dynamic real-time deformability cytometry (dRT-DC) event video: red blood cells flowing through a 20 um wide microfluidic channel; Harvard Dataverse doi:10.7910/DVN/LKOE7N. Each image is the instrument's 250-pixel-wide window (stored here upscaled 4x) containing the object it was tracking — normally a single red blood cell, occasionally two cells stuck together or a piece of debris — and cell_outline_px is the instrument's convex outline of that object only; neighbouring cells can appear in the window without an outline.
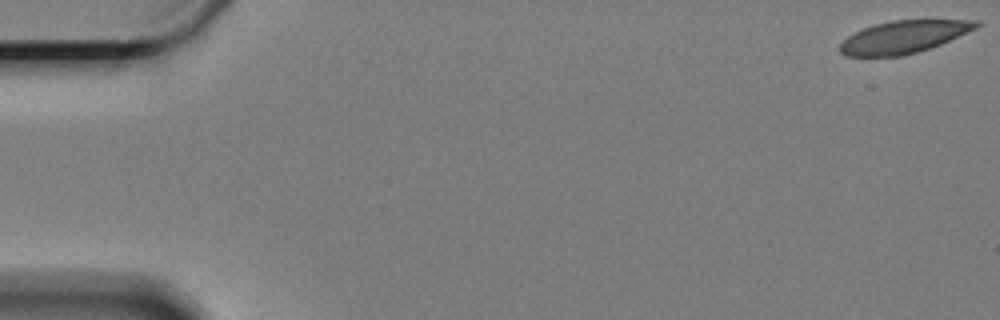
{"species": "Egyptian fruit bat (a non-hibernating species)", "species_latin": "Rousettus aegyptiacus", "temperature_condition": "cold", "stored_images_in_passage": 61, "camera_frame_rate_fps": 3000, "um_per_image_px": 0.085, "animal": {"sex": "female"}, "frame": {"image": 1, "passage_image": 1, "time_ms": 0.0, "image_size_px": [1000, 320], "cell_outline_px": [[984, 24], [976, 28], [940, 44], [916, 52], [900, 56], [844, 56], [840, 52], [840, 44], [848, 36], [864, 28], [876, 24], [892, 20], [980, 20]], "centroid_in_image_um": [76.83, 3.13], "position_along_channel_um": 8.2, "area_um2": 25.49}}
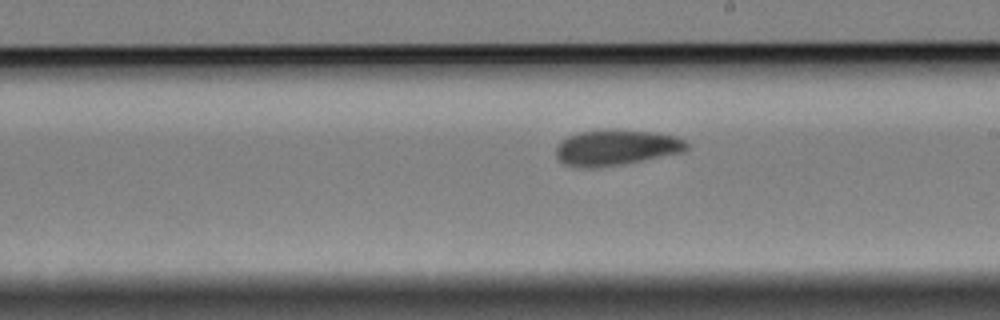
{"frame": {"image": 2, "passage_image": 35, "time_ms": 11.333, "image_size_px": [1000, 320], "cell_outline_px": [[688, 148], [684, 152], [624, 164], [600, 168], [576, 168], [564, 164], [556, 156], [556, 148], [568, 136], [580, 132], [604, 128], [612, 128], [652, 132], [676, 136], [684, 140], [688, 144]], "centroid_in_image_um": [52.37, 12.54], "position_along_channel_um": 236.6, "area_um2": 27.63}}
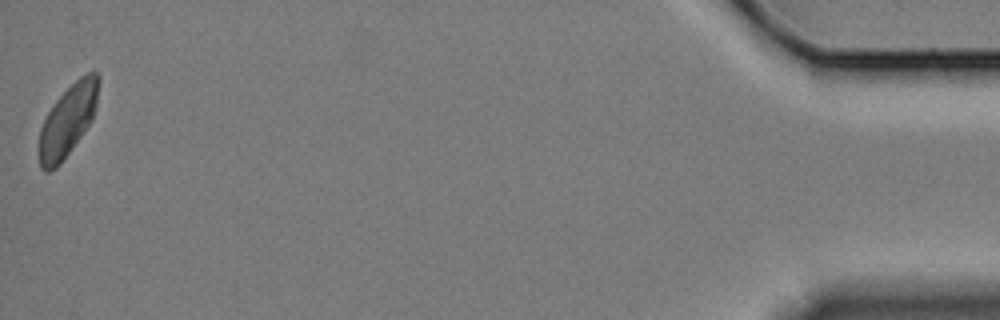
{"frame": {"image": 3, "passage_image": 61, "time_ms": 20.0, "image_size_px": [1000, 320], "cell_outline_px": [[100, 80], [96, 104], [92, 120], [84, 132], [60, 164], [56, 168], [48, 172], [44, 172], [40, 168], [40, 128], [52, 104], [80, 76], [88, 72], [96, 72], [100, 76]], "centroid_in_image_um": [5.77, 10.23], "position_along_channel_um": 429.4, "area_um2": 24.51}, "authors_computed_cell_mechanics": {"area_um2": 27.2238, "velocity_mm_per_s": 3.2646, "shape_relaxation_time_tau1_ms": 5.0843, "shape_relaxation_time_tau2_ms": 2.4906, "deformation_change_tau1": 0.1058, "deformation_change_tau2": 0.0713}}